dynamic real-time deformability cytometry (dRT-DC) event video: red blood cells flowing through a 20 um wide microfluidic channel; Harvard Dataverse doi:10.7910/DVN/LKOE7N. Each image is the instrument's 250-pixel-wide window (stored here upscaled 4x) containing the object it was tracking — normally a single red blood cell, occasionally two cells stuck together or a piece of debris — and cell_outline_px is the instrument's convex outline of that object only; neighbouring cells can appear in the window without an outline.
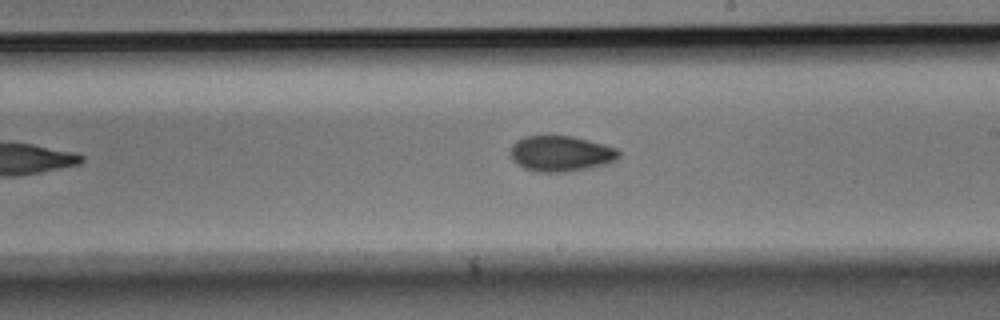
{"species": "Egyptian fruit bat (a non-hibernating species)", "species_latin": "Rousettus aegyptiacus", "temperature_condition": "room temperature", "stored_images_in_passage": 7, "camera_frame_rate_fps": 3000, "um_per_image_px": 0.085, "animal": {"sex": "male"}, "frame": {"image": 1, "passage_image": 6, "time_ms": 1.667, "image_size_px": [1000, 320], "cell_outline_px": [[620, 156], [616, 160], [608, 164], [564, 172], [536, 172], [524, 168], [516, 164], [512, 160], [512, 144], [516, 140], [524, 136], [572, 136], [604, 144], [616, 148], [620, 152]], "centroid_in_image_um": [47.68, 13.06], "position_along_channel_um": 241.3, "area_um2": 22.54}}
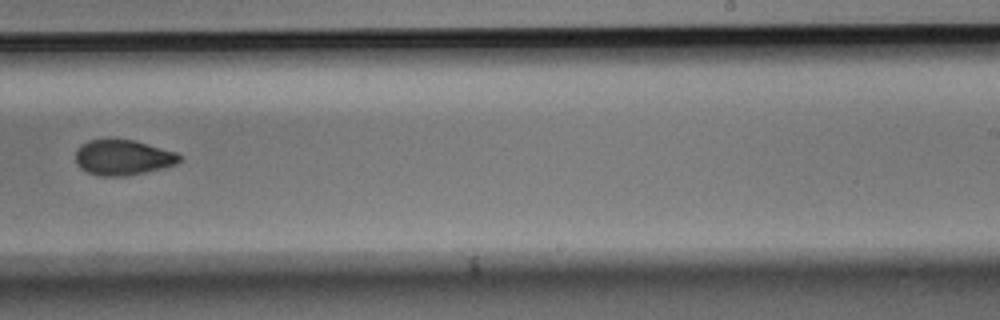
{"frame": {"image": 2, "passage_image": 7, "time_ms": 2.0, "image_size_px": [1000, 320], "cell_outline_px": [[180, 160], [176, 164], [144, 172], [124, 176], [100, 176], [88, 172], [80, 168], [76, 164], [76, 148], [80, 144], [88, 140], [108, 136], [136, 140], [176, 152], [180, 156]], "centroid_in_image_um": [10.38, 13.33], "position_along_channel_um": 278.6, "area_um2": 21.96}}